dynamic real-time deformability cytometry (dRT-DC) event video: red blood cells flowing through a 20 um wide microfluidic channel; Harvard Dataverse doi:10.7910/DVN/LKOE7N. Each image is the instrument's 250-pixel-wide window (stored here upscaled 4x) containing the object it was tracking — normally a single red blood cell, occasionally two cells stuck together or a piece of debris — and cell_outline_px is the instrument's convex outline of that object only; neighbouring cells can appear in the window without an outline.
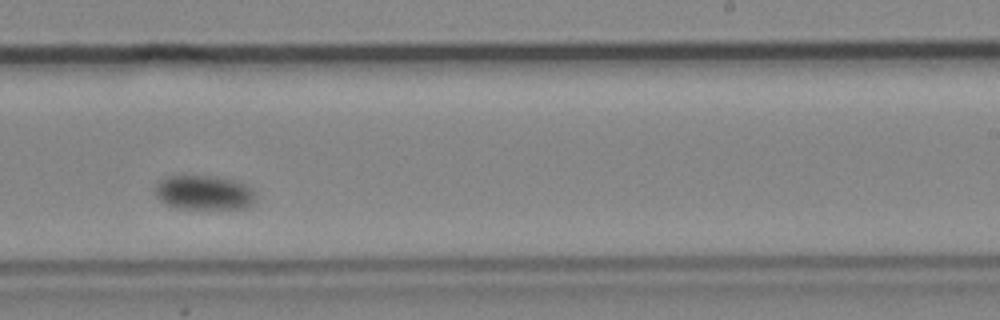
{"species": "common noctule bat (a hibernating species)", "species_latin": "Nyctalus noctula", "temperature_condition": "cold", "stored_images_in_passage": 74, "camera_frame_rate_fps": 3000, "um_per_image_px": 0.085, "animal": {"sex": "male", "body_mass_g": 19.2, "forearm_length_mm": 51.8}, "frame": {"image": 1, "passage_image": 43, "time_ms": 14.0, "image_size_px": [1000, 320], "cell_outline_px": [[256, 196], [252, 204], [244, 208], [180, 208], [168, 204], [160, 200], [156, 196], [156, 184], [164, 176], [212, 176], [236, 180], [252, 188]], "centroid_in_image_um": [17.35, 16.35], "position_along_channel_um": 271.6, "area_um2": 20.0}}
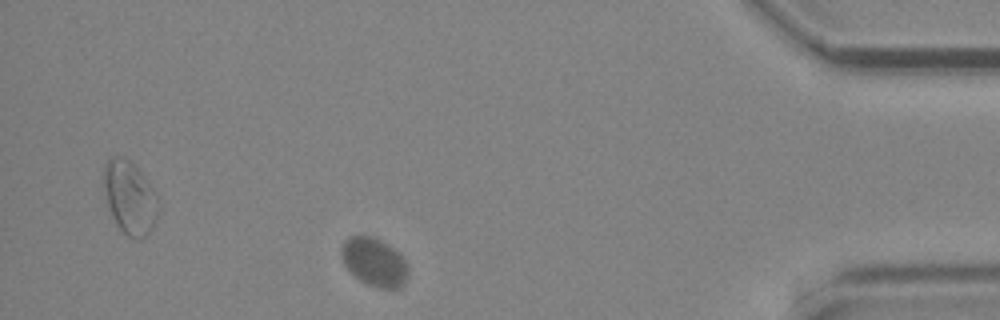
{"frame": {"image": 2, "passage_image": 64, "time_ms": 21.0, "image_size_px": [1000, 320], "cell_outline_px": [[408, 276], [404, 284], [400, 288], [380, 288], [368, 284], [360, 280], [344, 264], [340, 252], [340, 248], [344, 240], [348, 236], [372, 236], [388, 244], [400, 252], [408, 268]], "centroid_in_image_um": [31.82, 22.25], "position_along_channel_um": 403.4, "area_um2": 18.84}}